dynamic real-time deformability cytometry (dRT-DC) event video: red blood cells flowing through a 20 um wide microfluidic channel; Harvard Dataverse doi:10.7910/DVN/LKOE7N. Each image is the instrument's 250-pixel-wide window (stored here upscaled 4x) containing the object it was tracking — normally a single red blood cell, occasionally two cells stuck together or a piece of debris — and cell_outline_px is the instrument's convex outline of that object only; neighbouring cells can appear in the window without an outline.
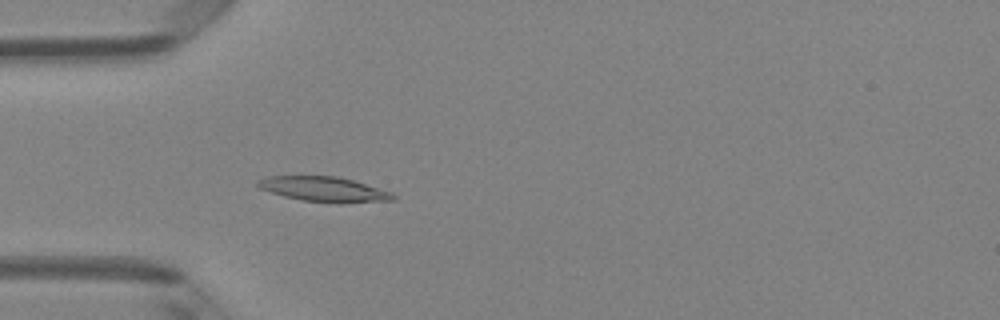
{"species": "Egyptian fruit bat (a non-hibernating species)", "species_latin": "Rousettus aegyptiacus", "temperature_condition": "room temperature", "stored_images_in_passage": 5, "camera_frame_rate_fps": 3000, "um_per_image_px": 0.085, "animal": {"sex": "female"}, "frame": {"image": 1, "passage_image": 5, "time_ms": 4.667, "image_size_px": [1000, 320], "cell_outline_px": [[396, 200], [300, 200], [284, 196], [260, 188], [256, 184], [256, 180], [268, 176], [336, 176], [352, 180], [392, 192], [396, 196]], "centroid_in_image_um": [27.44, 16.02], "position_along_channel_um": 57.6, "area_um2": 18.44}}